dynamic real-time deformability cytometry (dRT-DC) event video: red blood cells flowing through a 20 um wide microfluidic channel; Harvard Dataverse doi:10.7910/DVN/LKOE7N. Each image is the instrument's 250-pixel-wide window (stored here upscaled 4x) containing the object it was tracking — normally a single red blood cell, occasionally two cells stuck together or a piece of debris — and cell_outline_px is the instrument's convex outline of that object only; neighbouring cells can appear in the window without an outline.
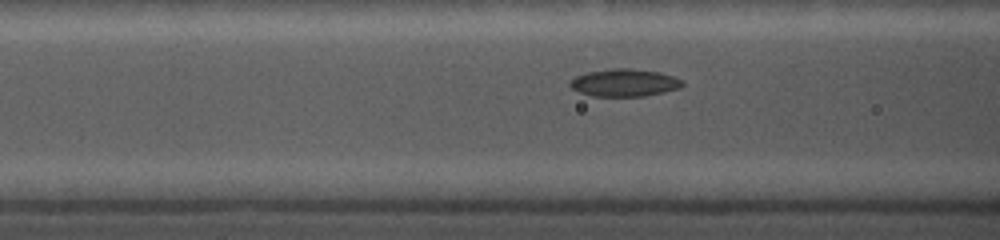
{"species": "common noctule bat (a hibernating species)", "species_latin": "Nyctalus noctula", "temperature_condition": "cold", "stored_images_in_passage": 41, "camera_frame_rate_fps": 5000, "um_per_image_px": 0.085, "animal": {"sex": "female", "body_mass_g": 19.0, "forearm_length_mm": 56.7}, "frame": {"image": 1, "passage_image": 8, "time_ms": 2.6, "image_size_px": [1000, 240], "cell_outline_px": [[684, 84], [680, 88], [664, 92], [644, 96], [592, 96], [580, 92], [572, 88], [568, 84], [576, 76], [588, 72], [612, 68], [628, 68], [660, 72], [672, 76], [680, 80]], "centroid_in_image_um": [53.07, 7.03], "position_along_channel_um": 113.5, "area_um2": 17.86}}
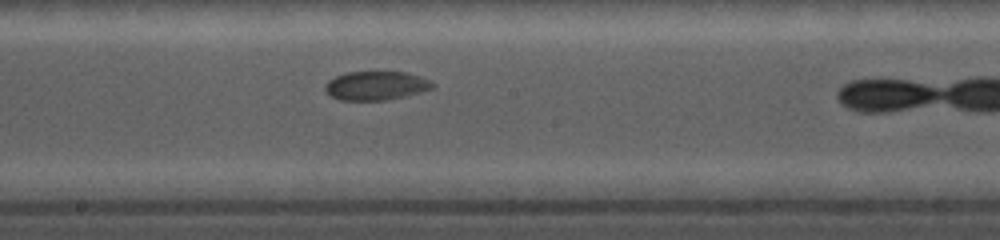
{"frame": {"image": 2, "passage_image": 15, "time_ms": 5.4, "image_size_px": [1000, 240], "cell_outline_px": [[436, 84], [432, 88], [420, 92], [388, 100], [340, 100], [332, 96], [324, 88], [328, 80], [336, 76], [348, 72], [404, 72], [420, 76]], "centroid_in_image_um": [31.96, 7.28], "position_along_channel_um": 216.2, "area_um2": 17.86}}
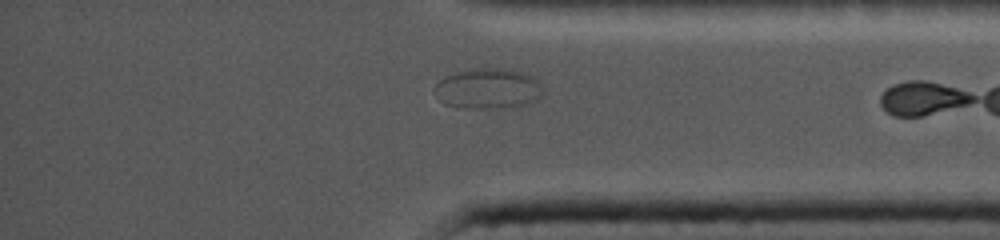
{"frame": {"image": 3, "passage_image": 37, "time_ms": 10.2, "image_size_px": [1000, 240], "cell_outline_px": [[544, 92], [536, 100], [528, 104], [504, 108], [464, 108], [444, 104], [440, 100], [432, 88], [440, 80], [456, 72], [484, 68], [492, 68], [524, 72], [532, 76], [544, 88]], "centroid_in_image_um": [41.5, 7.55], "position_along_channel_um": 393.7, "area_um2": 25.43}}